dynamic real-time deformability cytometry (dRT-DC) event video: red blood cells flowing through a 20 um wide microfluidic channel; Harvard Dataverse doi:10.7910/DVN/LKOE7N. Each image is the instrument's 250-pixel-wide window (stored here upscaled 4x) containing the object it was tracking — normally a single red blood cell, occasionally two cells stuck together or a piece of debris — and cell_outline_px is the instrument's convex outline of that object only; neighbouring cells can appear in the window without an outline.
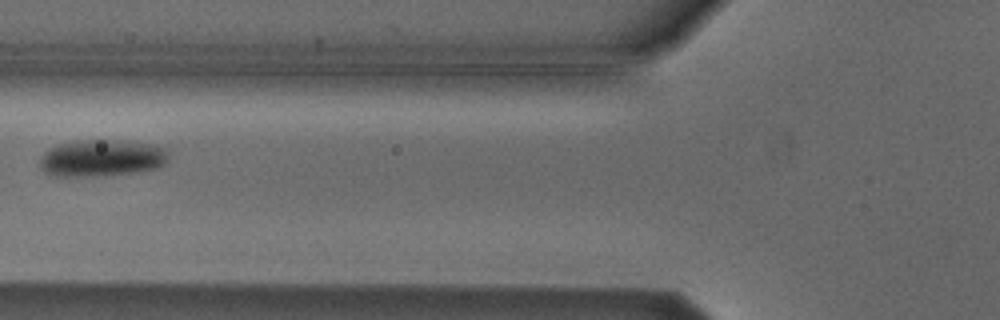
{"species": "Egyptian fruit bat (a non-hibernating species)", "species_latin": "Rousettus aegyptiacus", "temperature_condition": "cold", "stored_images_in_passage": 3, "camera_frame_rate_fps": 3000, "um_per_image_px": 0.085, "animal": {"sex": "male"}, "frame": {"image": 1, "passage_image": 3, "time_ms": 2.333, "image_size_px": [1000, 320], "cell_outline_px": [[168, 160], [164, 164], [156, 168], [136, 172], [92, 176], [52, 176], [44, 172], [40, 168], [40, 156], [48, 148], [72, 140], [124, 140], [152, 144], [168, 148]], "centroid_in_image_um": [8.63, 13.42], "position_along_channel_um": 117.2, "area_um2": 28.03}}